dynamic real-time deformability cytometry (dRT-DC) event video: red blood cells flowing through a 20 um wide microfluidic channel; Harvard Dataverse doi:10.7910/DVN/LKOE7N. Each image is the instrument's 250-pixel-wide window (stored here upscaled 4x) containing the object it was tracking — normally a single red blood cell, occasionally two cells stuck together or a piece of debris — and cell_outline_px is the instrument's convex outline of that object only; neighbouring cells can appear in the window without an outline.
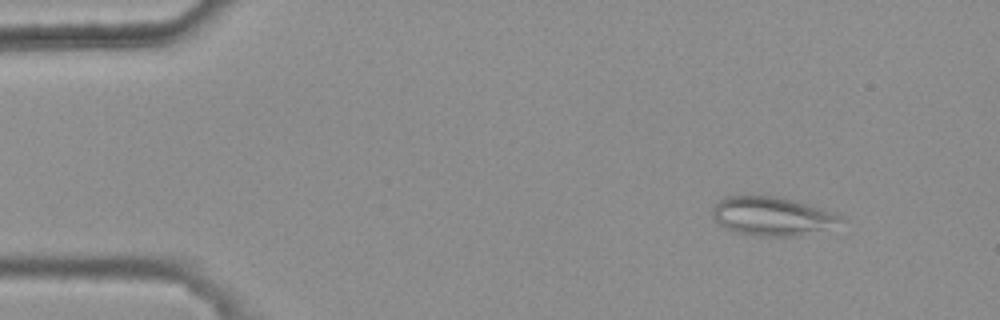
{"species": "common noctule bat (a hibernating species)", "species_latin": "Nyctalus noctula", "temperature_condition": "warm", "stored_images_in_passage": 8, "camera_frame_rate_fps": 3000, "um_per_image_px": 0.085, "animal": {"sex": "female", "body_mass_g": 25.1}, "frame": {"image": 1, "passage_image": 1, "time_ms": 0.0, "image_size_px": [1000, 320], "cell_outline_px": [[848, 220], [796, 236], [752, 236], [736, 232], [724, 228], [712, 216], [712, 208], [724, 196], [776, 196], [808, 204], [836, 212], [844, 216]], "centroid_in_image_um": [65.61, 18.37], "position_along_channel_um": 19.4, "area_um2": 28.78}}
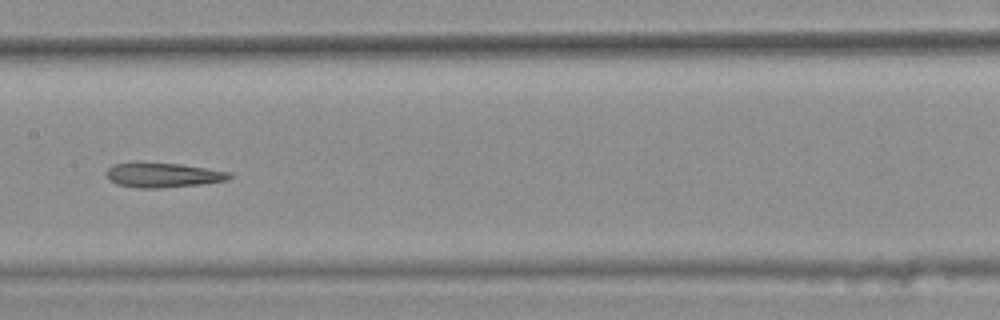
{"frame": {"image": 2, "passage_image": 7, "time_ms": 2.0, "image_size_px": [1000, 320], "cell_outline_px": [[232, 176], [228, 180], [200, 184], [160, 188], [136, 188], [116, 184], [108, 180], [104, 172], [112, 164], [132, 160], [140, 160], [180, 164], [228, 172]], "centroid_in_image_um": [13.7, 14.84], "position_along_channel_um": 193.7, "area_um2": 18.32}}
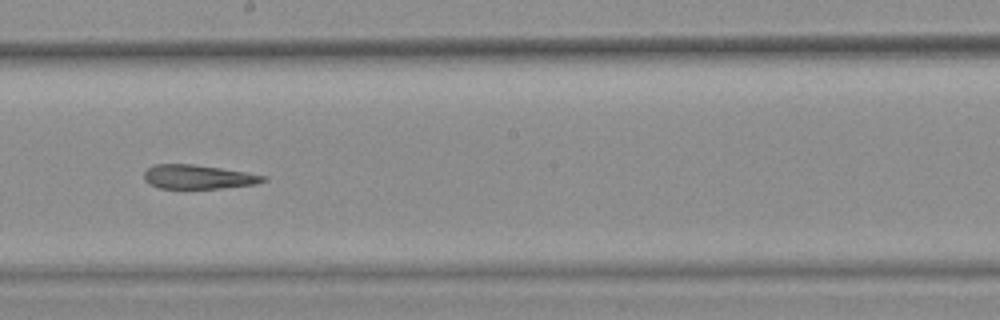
{"frame": {"image": 3, "passage_image": 8, "time_ms": 2.333, "image_size_px": [1000, 320], "cell_outline_px": [[268, 180], [256, 184], [220, 188], [160, 188], [148, 184], [144, 180], [144, 172], [152, 164], [192, 164], [220, 168], [268, 176]], "centroid_in_image_um": [16.83, 15.03], "position_along_channel_um": 231.4, "area_um2": 16.7}}